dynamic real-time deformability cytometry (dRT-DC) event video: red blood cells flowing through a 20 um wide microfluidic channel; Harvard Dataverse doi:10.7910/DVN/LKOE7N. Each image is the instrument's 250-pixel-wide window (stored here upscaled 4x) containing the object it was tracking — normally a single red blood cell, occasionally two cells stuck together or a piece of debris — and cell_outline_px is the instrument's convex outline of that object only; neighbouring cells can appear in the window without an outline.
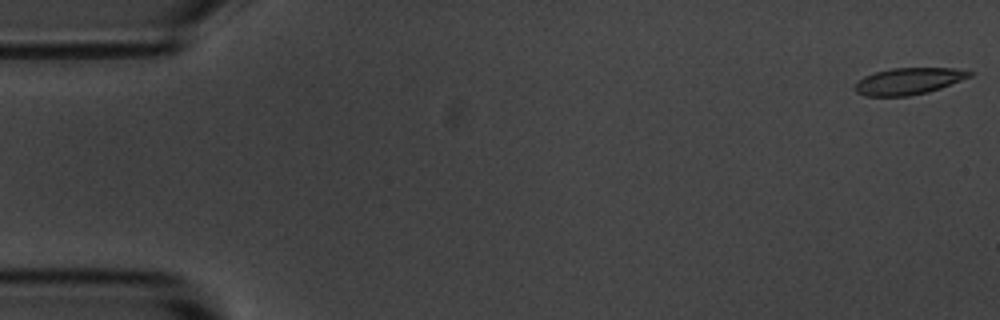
{"species": "common noctule bat (a hibernating species)", "species_latin": "Nyctalus noctula", "temperature_condition": "room temperature", "stored_images_in_passage": 56, "camera_frame_rate_fps": 3000, "um_per_image_px": 0.085, "animal": {"sex": "male", "body_mass_g": 20.1, "forearm_length_mm": 53.5}, "frame": {"image": 1, "passage_image": 1, "time_ms": 0.0, "image_size_px": [1000, 320], "cell_outline_px": [[976, 72], [972, 76], [940, 88], [928, 92], [908, 96], [864, 96], [856, 92], [856, 80], [864, 76], [876, 72], [892, 68], [952, 68]], "centroid_in_image_um": [77.23, 6.89], "position_along_channel_um": 7.8, "area_um2": 17.8}}
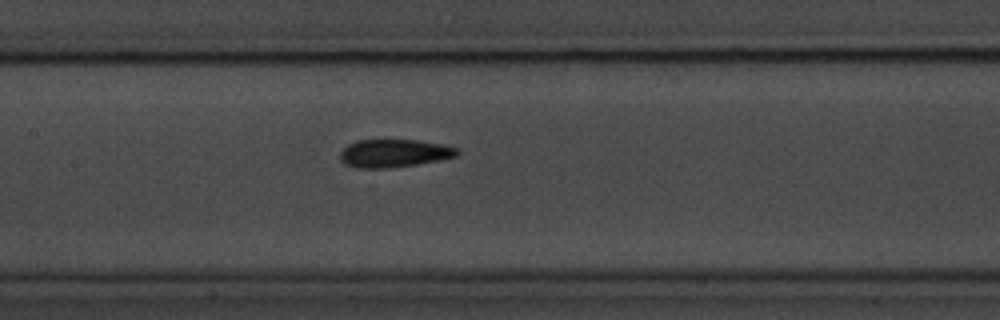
{"frame": {"image": 2, "passage_image": 26, "time_ms": 8.333, "image_size_px": [1000, 320], "cell_outline_px": [[460, 152], [456, 156], [440, 160], [416, 164], [388, 168], [356, 168], [344, 164], [340, 160], [340, 152], [348, 144], [356, 140], [416, 140], [444, 144], [460, 148]], "centroid_in_image_um": [33.5, 13.02], "position_along_channel_um": 173.9, "area_um2": 19.25}}
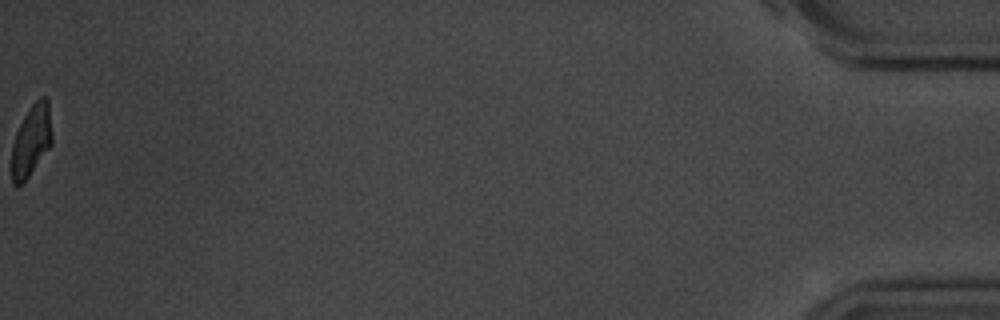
{"frame": {"image": 3, "passage_image": 56, "time_ms": 18.333, "image_size_px": [1000, 320], "cell_outline_px": [[52, 144], [24, 184], [16, 188], [12, 184], [12, 144], [16, 132], [24, 116], [32, 104], [40, 96], [44, 96], [48, 100], [52, 136]], "centroid_in_image_um": [2.65, 12.0], "position_along_channel_um": 432.5, "area_um2": 16.99}, "authors_computed_cell_mechanics": {"area_um2": 18.5538, "velocity_mm_per_s": 3.6014, "shape_relaxation_time_tau1_ms": 2.9241, "shape_relaxation_time_tau2_ms": 1.5054, "deformation_change_tau1": 0.1269, "deformation_change_tau2": 0.0629}}